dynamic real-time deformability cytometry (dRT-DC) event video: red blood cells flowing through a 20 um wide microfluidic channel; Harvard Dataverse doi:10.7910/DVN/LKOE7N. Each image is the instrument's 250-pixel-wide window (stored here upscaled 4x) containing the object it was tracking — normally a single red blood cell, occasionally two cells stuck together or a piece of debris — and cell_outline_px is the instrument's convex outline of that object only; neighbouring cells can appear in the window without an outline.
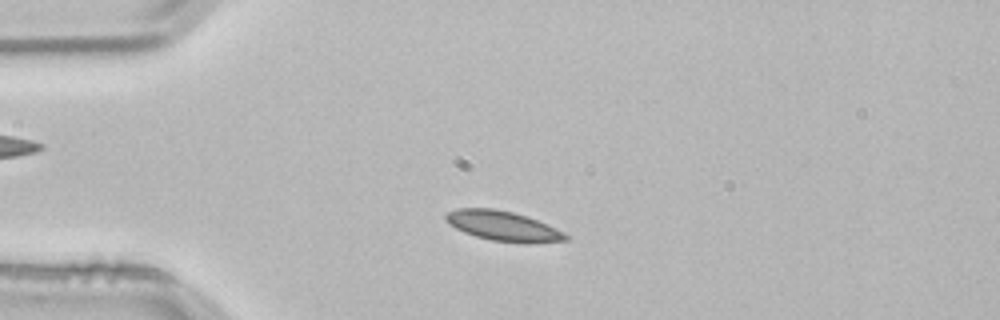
{"species": "common noctule bat (a hibernating species)", "species_latin": "Nyctalus noctula", "temperature_condition": "room temperature", "stored_images_in_passage": 1, "camera_frame_rate_fps": 3000, "um_per_image_px": 0.085, "animal": {"sex": "male", "body_mass_g": 21.5, "forearm_length_mm": 52.0}, "frame": {"image": 1, "passage_image": 1, "time_ms": 0.0, "image_size_px": [1000, 320], "cell_outline_px": [[572, 236], [568, 240], [528, 244], [524, 244], [492, 240], [476, 236], [464, 232], [456, 228], [444, 220], [444, 216], [448, 212], [460, 208], [492, 208], [512, 212], [528, 216], [564, 232]], "centroid_in_image_um": [42.8, 19.22], "position_along_channel_um": 42.2, "area_um2": 20.98}}